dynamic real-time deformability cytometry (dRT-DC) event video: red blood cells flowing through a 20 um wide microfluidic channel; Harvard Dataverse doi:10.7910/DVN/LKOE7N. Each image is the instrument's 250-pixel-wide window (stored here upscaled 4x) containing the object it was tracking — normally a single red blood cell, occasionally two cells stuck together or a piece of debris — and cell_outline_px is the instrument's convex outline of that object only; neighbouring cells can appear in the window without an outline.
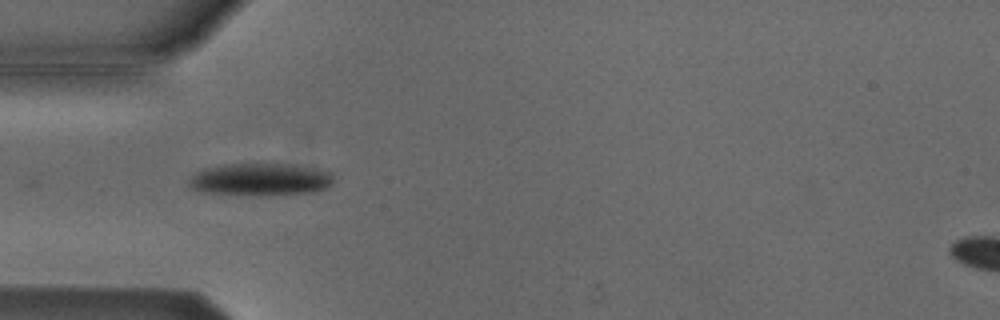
{"species": "Egyptian fruit bat (a non-hibernating species)", "species_latin": "Rousettus aegyptiacus", "temperature_condition": "cold", "stored_images_in_passage": 5, "camera_frame_rate_fps": 3000, "um_per_image_px": 0.085, "animal": {"sex": "male"}, "frame": {"image": 1, "passage_image": 4, "time_ms": 1.0, "image_size_px": [1000, 320], "cell_outline_px": [[332, 184], [316, 192], [260, 196], [256, 196], [200, 192], [192, 188], [188, 184], [188, 180], [196, 172], [204, 168], [224, 164], [284, 164], [316, 168], [328, 172], [332, 176]], "centroid_in_image_um": [22.08, 15.27], "position_along_channel_um": 62.9, "area_um2": 27.51}}